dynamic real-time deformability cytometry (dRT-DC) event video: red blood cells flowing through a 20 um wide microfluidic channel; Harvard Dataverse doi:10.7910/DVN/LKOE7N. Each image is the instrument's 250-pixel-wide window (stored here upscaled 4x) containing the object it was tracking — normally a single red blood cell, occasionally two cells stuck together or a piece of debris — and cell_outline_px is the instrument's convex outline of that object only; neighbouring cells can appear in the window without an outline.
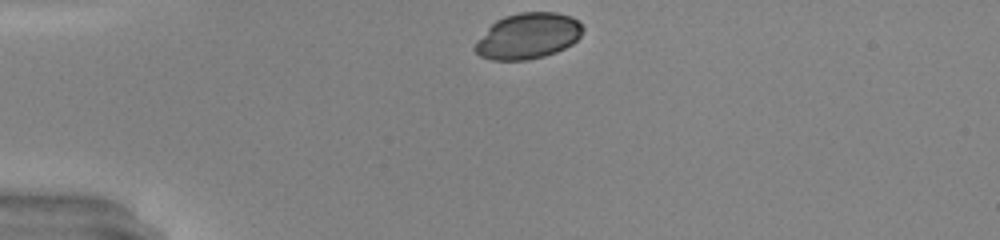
{"species": "common noctule bat (a hibernating species)", "species_latin": "Nyctalus noctula", "temperature_condition": "warm", "stored_images_in_passage": 30, "camera_frame_rate_fps": 3000, "um_per_image_px": 0.085, "animal": {"sex": "male", "body_mass_g": 20.0, "forearm_length_mm": 53.3}, "frame": {"image": 1, "passage_image": 1, "time_ms": 0.0, "image_size_px": [1000, 240], "cell_outline_px": [[584, 28], [580, 36], [572, 44], [556, 52], [544, 56], [528, 60], [492, 60], [480, 56], [472, 48], [476, 40], [496, 20], [504, 16], [520, 12], [556, 12], [572, 16]], "centroid_in_image_um": [44.86, 3.06], "position_along_channel_um": 40.1, "area_um2": 28.9}}